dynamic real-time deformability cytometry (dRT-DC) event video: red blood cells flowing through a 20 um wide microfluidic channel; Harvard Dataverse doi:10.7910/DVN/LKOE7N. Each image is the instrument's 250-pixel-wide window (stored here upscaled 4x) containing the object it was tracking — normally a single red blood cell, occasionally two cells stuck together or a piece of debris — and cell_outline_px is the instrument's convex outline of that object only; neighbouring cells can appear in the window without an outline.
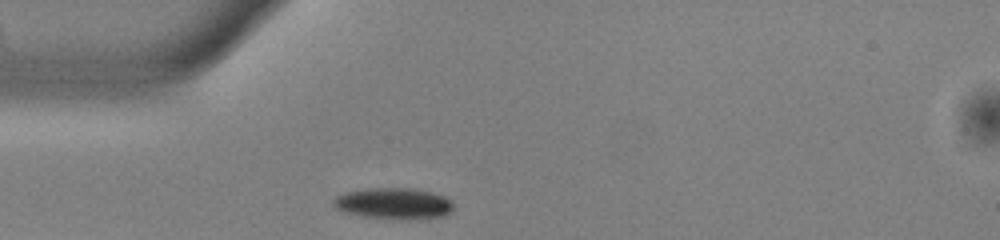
{"species": "common noctule bat (a hibernating species)", "species_latin": "Nyctalus noctula", "temperature_condition": "warm", "stored_images_in_passage": 39, "camera_frame_rate_fps": 3000, "um_per_image_px": 0.085, "animal": {"sex": "male", "body_mass_g": 13.0, "forearm_length_mm": 53.1}, "frame": {"image": 1, "passage_image": 1, "time_ms": 0.0, "image_size_px": [1000, 240], "cell_outline_px": [[456, 208], [452, 212], [444, 216], [428, 220], [400, 220], [360, 216], [344, 212], [336, 208], [332, 204], [332, 200], [336, 196], [344, 192], [368, 188], [412, 188], [432, 192], [444, 196], [456, 204]], "centroid_in_image_um": [33.53, 17.32], "position_along_channel_um": 51.5, "area_um2": 22.72}}
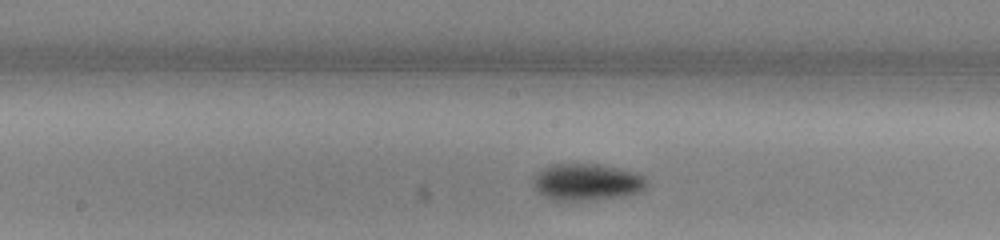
{"frame": {"image": 2, "passage_image": 13, "time_ms": 4.0, "image_size_px": [1000, 240], "cell_outline_px": [[648, 184], [644, 188], [636, 192], [624, 196], [588, 200], [548, 200], [532, 184], [540, 168], [552, 164], [596, 164], [616, 168], [632, 172], [644, 176], [648, 180]], "centroid_in_image_um": [49.85, 15.47], "position_along_channel_um": 198.3, "area_um2": 24.1}}
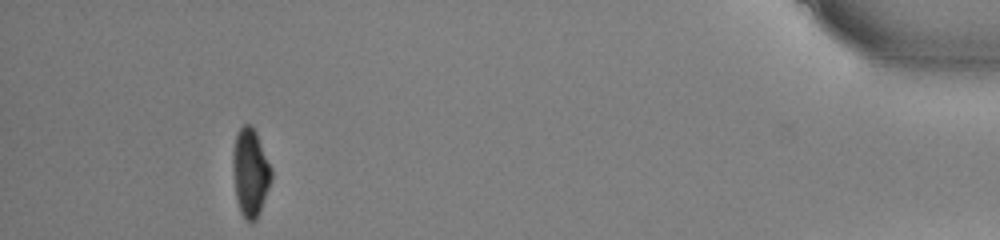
{"frame": {"image": 3, "passage_image": 35, "time_ms": 11.333, "image_size_px": [1000, 240], "cell_outline_px": [[272, 180], [260, 212], [256, 220], [252, 224], [244, 220], [240, 212], [236, 200], [232, 168], [232, 152], [236, 136], [240, 128], [244, 124], [248, 124], [256, 132], [272, 168]], "centroid_in_image_um": [21.27, 14.72], "position_along_channel_um": 413.9, "area_um2": 20.06}, "authors_computed_cell_mechanics": {"area_um2": 22.1374, "velocity_mm_per_s": 3.8938, "shape_relaxation_time_tau1_ms": 2.353, "shape_relaxation_time_tau2_ms": 8.2985, "deformation_change_tau1": 0.124, "deformation_change_tau2": 0.124}}